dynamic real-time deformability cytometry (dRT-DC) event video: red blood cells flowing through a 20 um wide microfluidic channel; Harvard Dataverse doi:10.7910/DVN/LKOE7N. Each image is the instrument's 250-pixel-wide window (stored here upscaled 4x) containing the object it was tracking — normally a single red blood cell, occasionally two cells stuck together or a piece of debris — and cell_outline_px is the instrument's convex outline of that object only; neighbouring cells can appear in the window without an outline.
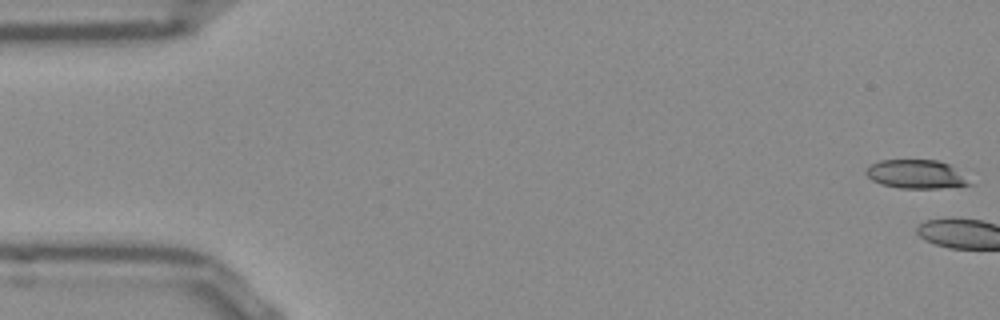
{"species": "Egyptian fruit bat (a non-hibernating species)", "species_latin": "Rousettus aegyptiacus", "temperature_condition": "room temperature", "stored_images_in_passage": 4, "camera_frame_rate_fps": 3000, "um_per_image_px": 0.085, "frame": {"image": 1, "passage_image": 1, "time_ms": 0.0, "image_size_px": [1000, 320], "cell_outline_px": [[976, 184], [940, 188], [900, 188], [880, 184], [872, 180], [864, 172], [872, 164], [880, 160], [936, 160], [948, 164]], "centroid_in_image_um": [77.88, 14.82], "position_along_channel_um": 7.1, "area_um2": 17.22}}